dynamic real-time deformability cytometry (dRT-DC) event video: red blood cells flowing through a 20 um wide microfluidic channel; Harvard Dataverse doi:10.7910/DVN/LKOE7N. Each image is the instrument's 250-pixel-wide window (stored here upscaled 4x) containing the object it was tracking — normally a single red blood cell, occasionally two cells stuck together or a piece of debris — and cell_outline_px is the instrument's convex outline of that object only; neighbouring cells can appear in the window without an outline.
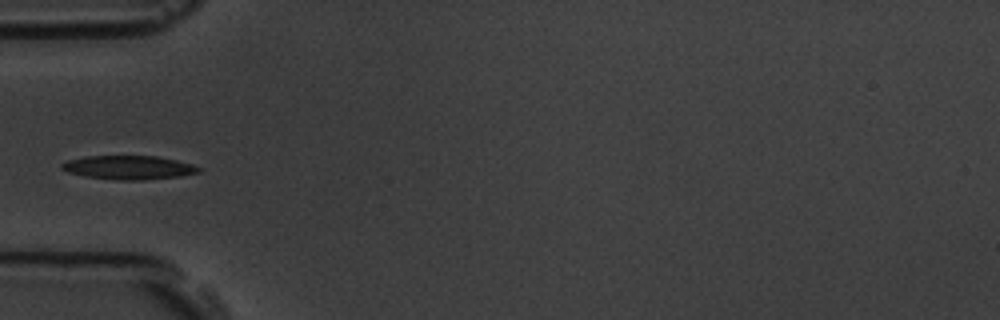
{"species": "common noctule bat (a hibernating species)", "species_latin": "Nyctalus noctula", "temperature_condition": "room temperature", "stored_images_in_passage": 5, "camera_frame_rate_fps": 3000, "um_per_image_px": 0.085, "animal": {"sex": "male", "body_mass_g": 19.5, "forearm_length_mm": 54.6}, "frame": {"image": 1, "passage_image": 5, "time_ms": 1.333, "image_size_px": [1000, 320], "cell_outline_px": [[200, 172], [180, 176], [144, 180], [116, 180], [84, 176], [68, 172], [60, 168], [60, 164], [68, 160], [84, 156], [156, 156], [176, 160], [192, 164], [200, 168]], "centroid_in_image_um": [10.91, 14.24], "position_along_channel_um": 74.1, "area_um2": 19.02}}